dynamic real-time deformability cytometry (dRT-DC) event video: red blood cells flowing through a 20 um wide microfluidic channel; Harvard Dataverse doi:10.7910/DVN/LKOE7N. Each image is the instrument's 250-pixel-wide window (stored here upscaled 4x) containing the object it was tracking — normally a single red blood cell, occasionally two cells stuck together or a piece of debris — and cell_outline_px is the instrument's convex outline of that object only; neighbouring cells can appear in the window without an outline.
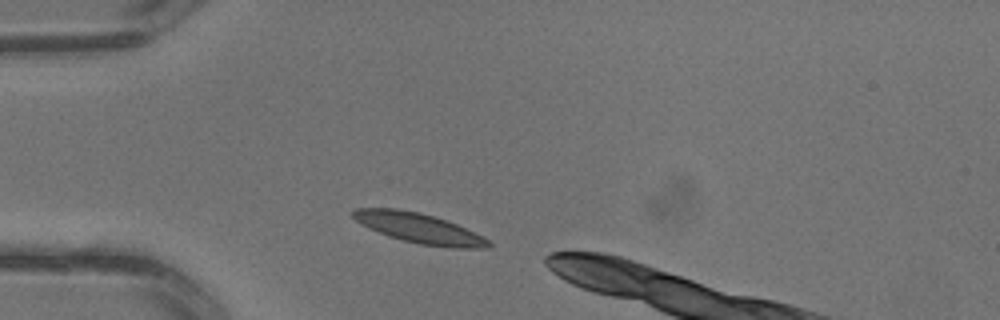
{"species": "common noctule bat (a hibernating species)", "species_latin": "Nyctalus noctula", "temperature_condition": "warm", "stored_images_in_passage": 2, "camera_frame_rate_fps": 3000, "um_per_image_px": 0.085, "animal": {"sex": "male", "body_mass_g": 13.3}, "frame": {"image": 1, "passage_image": 1, "time_ms": 0.0, "image_size_px": [1000, 320], "cell_outline_px": [[492, 244], [484, 248], [452, 248], [420, 244], [388, 236], [356, 220], [348, 212], [352, 208], [396, 208], [420, 212], [456, 224], [484, 236]], "centroid_in_image_um": [35.61, 19.38], "position_along_channel_um": 49.4, "area_um2": 23.41}}